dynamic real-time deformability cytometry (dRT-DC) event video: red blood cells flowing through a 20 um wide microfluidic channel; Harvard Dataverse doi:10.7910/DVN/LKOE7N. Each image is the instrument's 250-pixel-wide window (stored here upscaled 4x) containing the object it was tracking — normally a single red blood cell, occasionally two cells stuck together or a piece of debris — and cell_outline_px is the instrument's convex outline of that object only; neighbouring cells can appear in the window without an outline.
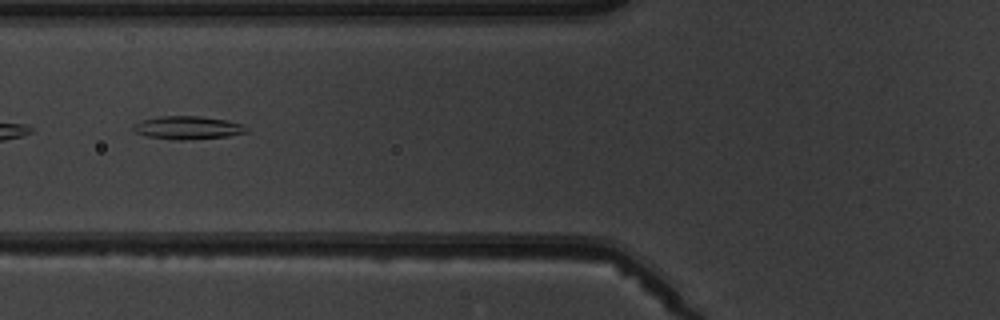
{"species": "common noctule bat (a hibernating species)", "species_latin": "Nyctalus noctula", "temperature_condition": "warm", "stored_images_in_passage": 7, "camera_frame_rate_fps": 3000, "um_per_image_px": 0.085, "animal": {"sex": "male", "body_mass_g": 19.5, "forearm_length_mm": 54.6}, "frame": {"image": 1, "passage_image": 5, "time_ms": 4.667, "image_size_px": [1000, 320], "cell_outline_px": [[248, 132], [228, 136], [184, 140], [172, 140], [148, 136], [136, 132], [132, 128], [132, 124], [140, 120], [160, 116], [200, 116], [228, 120], [244, 124], [248, 128]], "centroid_in_image_um": [15.97, 10.85], "position_along_channel_um": 109.8, "area_um2": 15.43}}
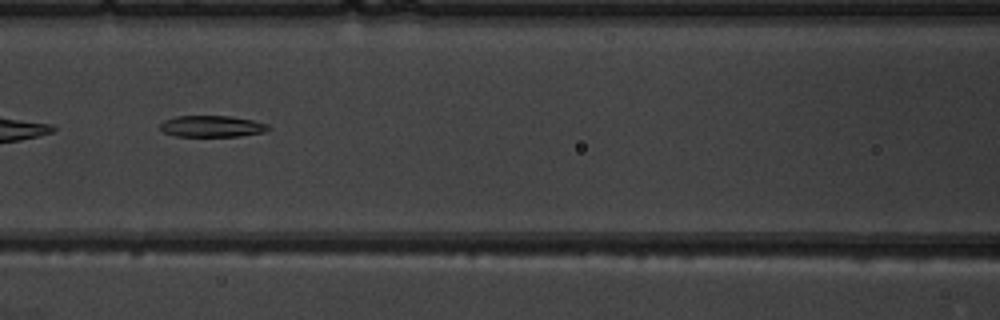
{"frame": {"image": 2, "passage_image": 6, "time_ms": 5.667, "image_size_px": [1000, 320], "cell_outline_px": [[272, 128], [264, 132], [240, 136], [176, 136], [164, 132], [160, 128], [160, 124], [164, 120], [176, 116], [228, 116], [252, 120], [268, 124]], "centroid_in_image_um": [18.02, 10.73], "position_along_channel_um": 148.6, "area_um2": 13.47}}
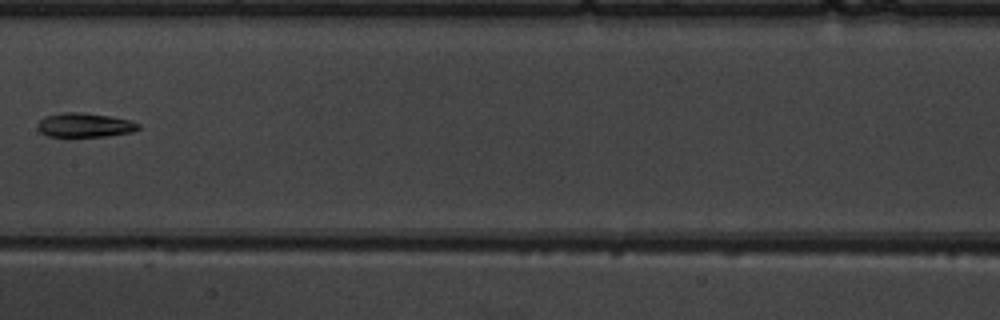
{"frame": {"image": 3, "passage_image": 7, "time_ms": 7.0, "image_size_px": [1000, 320], "cell_outline_px": [[140, 128], [132, 132], [108, 136], [48, 136], [40, 132], [36, 128], [36, 124], [44, 116], [64, 112], [84, 112], [112, 116], [128, 120], [140, 124]], "centroid_in_image_um": [7.18, 10.62], "position_along_channel_um": 200.2, "area_um2": 14.33}}